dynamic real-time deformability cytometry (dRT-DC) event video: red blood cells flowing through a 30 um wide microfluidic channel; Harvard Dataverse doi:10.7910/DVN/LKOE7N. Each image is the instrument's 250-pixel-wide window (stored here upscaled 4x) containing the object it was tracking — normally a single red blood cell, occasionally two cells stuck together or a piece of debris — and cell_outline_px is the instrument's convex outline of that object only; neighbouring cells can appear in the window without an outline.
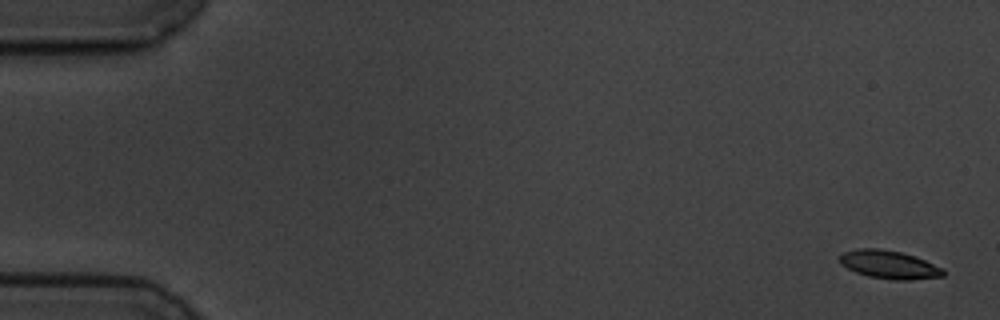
{"species": "common noctule bat (a hibernating species)", "species_latin": "Nyctalus noctula", "temperature_condition": "cold", "stored_images_in_passage": 5, "camera_frame_rate_fps": 3000, "um_per_image_px": 0.085, "animal": {"sex": "male", "body_mass_g": 19.5, "forearm_length_mm": 54.6}, "frame": {"image": 1, "passage_image": 1, "time_ms": 0.0, "image_size_px": [1000, 320], "cell_outline_px": [[944, 276], [912, 280], [892, 280], [868, 276], [856, 272], [840, 264], [836, 256], [844, 252], [856, 248], [876, 248], [900, 252], [916, 256], [944, 268]], "centroid_in_image_um": [75.56, 22.49], "position_along_channel_um": 9.4, "area_um2": 17.28}}
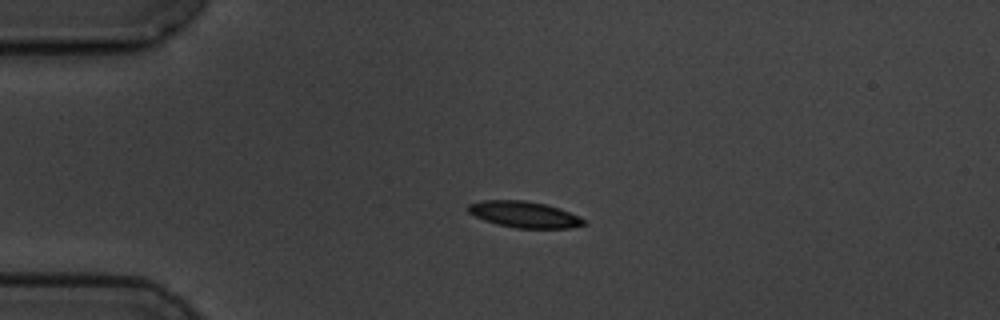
{"frame": {"image": 2, "passage_image": 4, "time_ms": 4.0, "image_size_px": [1000, 320], "cell_outline_px": [[588, 224], [568, 228], [516, 228], [496, 224], [484, 220], [468, 212], [468, 204], [484, 200], [524, 200], [544, 204], [560, 208], [580, 216]], "centroid_in_image_um": [44.58, 18.23], "position_along_channel_um": 40.4, "area_um2": 17.69}}